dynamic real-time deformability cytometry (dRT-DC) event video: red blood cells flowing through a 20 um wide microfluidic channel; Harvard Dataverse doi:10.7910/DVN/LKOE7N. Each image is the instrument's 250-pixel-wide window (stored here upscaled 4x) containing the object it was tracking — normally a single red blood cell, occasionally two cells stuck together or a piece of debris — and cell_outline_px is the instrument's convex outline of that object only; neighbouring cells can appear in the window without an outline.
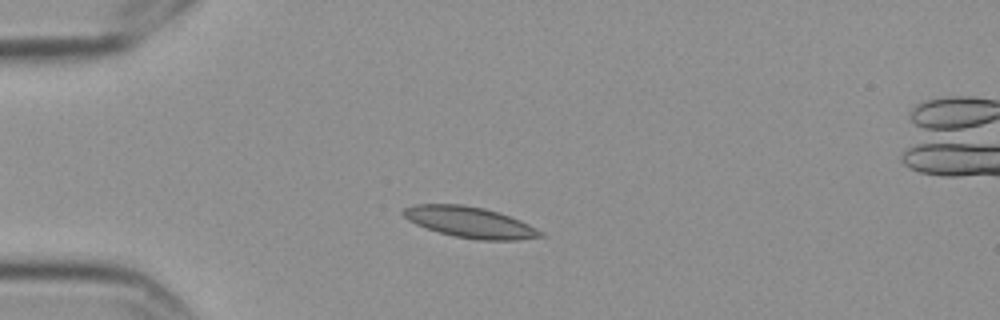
{"species": "Egyptian fruit bat (a non-hibernating species)", "species_latin": "Rousettus aegyptiacus", "temperature_condition": "cold", "stored_images_in_passage": 12, "camera_frame_rate_fps": 3000, "um_per_image_px": 0.085, "frame": {"image": 1, "passage_image": 1, "time_ms": 0.0, "image_size_px": [1000, 320], "cell_outline_px": [[548, 236], [516, 240], [476, 240], [452, 236], [416, 224], [408, 220], [400, 212], [404, 208], [412, 204], [464, 204], [484, 208], [520, 220], [544, 232]], "centroid_in_image_um": [39.95, 18.89], "position_along_channel_um": 45.1, "area_um2": 24.8}}
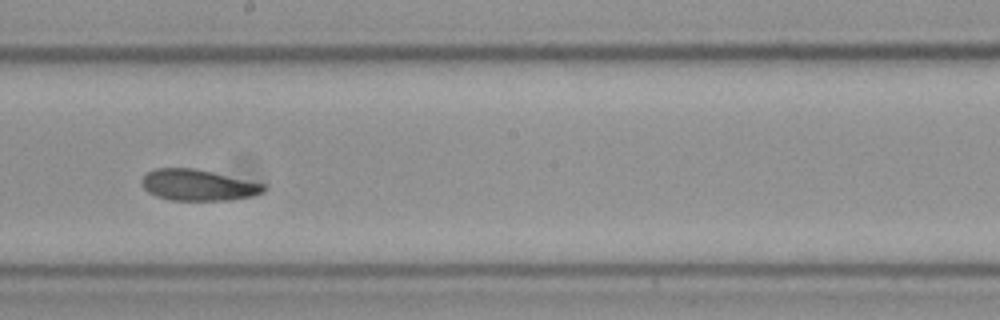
{"frame": {"image": 2, "passage_image": 6, "time_ms": 1.667, "image_size_px": [1000, 320], "cell_outline_px": [[268, 188], [264, 192], [252, 196], [232, 200], [168, 200], [156, 196], [148, 192], [140, 184], [140, 180], [148, 172], [156, 168], [192, 168], [212, 172], [264, 184]], "centroid_in_image_um": [16.82, 15.74], "position_along_channel_um": 231.4, "area_um2": 22.14}}
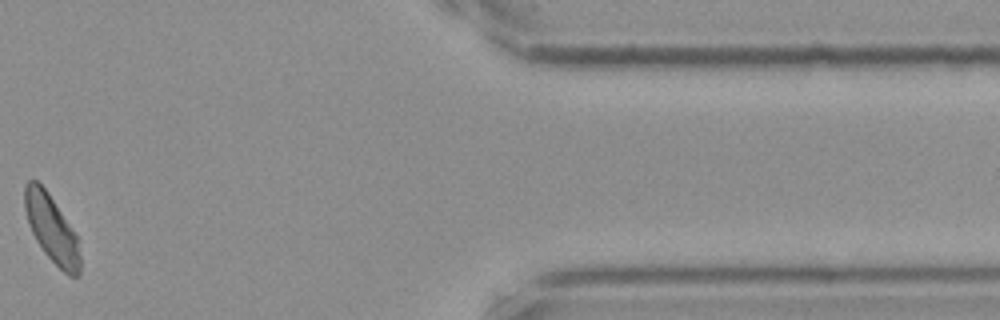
{"frame": {"image": 3, "passage_image": 11, "time_ms": 3.333, "image_size_px": [1000, 320], "cell_outline_px": [[80, 276], [68, 276], [44, 252], [36, 240], [32, 232], [24, 208], [24, 184], [28, 180], [36, 180], [48, 192], [76, 236], [80, 256]], "centroid_in_image_um": [4.37, 19.44], "position_along_channel_um": 407.0, "area_um2": 21.27}}